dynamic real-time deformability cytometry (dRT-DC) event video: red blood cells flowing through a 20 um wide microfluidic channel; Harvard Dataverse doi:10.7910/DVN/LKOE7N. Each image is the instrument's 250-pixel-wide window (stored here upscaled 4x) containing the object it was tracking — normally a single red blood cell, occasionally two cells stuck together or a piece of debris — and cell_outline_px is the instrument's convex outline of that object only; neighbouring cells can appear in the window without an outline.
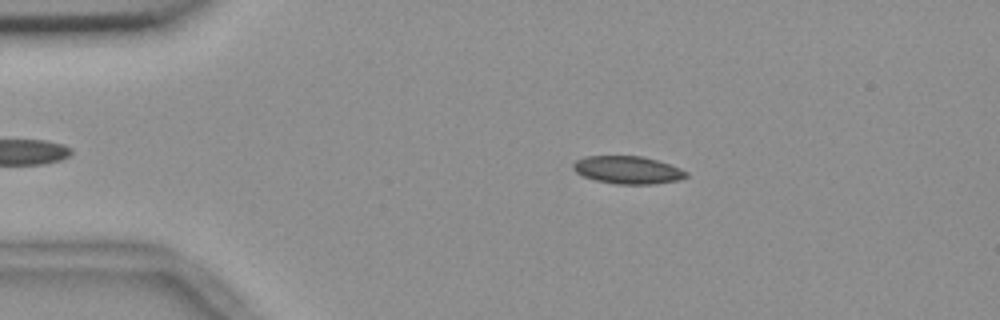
{"species": "common noctule bat (a hibernating species)", "species_latin": "Nyctalus noctula", "temperature_condition": "room temperature", "stored_images_in_passage": 46, "camera_frame_rate_fps": 3000, "um_per_image_px": 0.085, "animal": {"sex": "female", "body_mass_g": 18.4}, "frame": {"image": 1, "passage_image": 9, "time_ms": 2.667, "image_size_px": [1000, 320], "cell_outline_px": [[688, 176], [676, 180], [652, 184], [616, 184], [596, 180], [584, 176], [576, 172], [572, 168], [572, 164], [576, 160], [584, 156], [640, 156], [656, 160], [680, 168], [688, 172]], "centroid_in_image_um": [53.32, 14.44], "position_along_channel_um": 31.7, "area_um2": 18.09}}
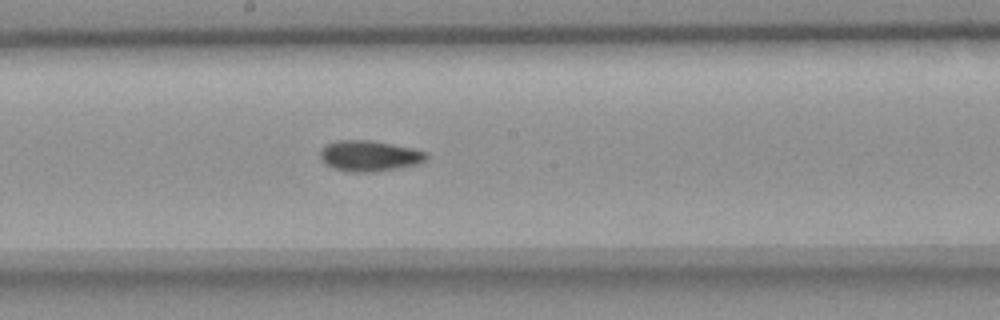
{"frame": {"image": 2, "passage_image": 28, "time_ms": 9.0, "image_size_px": [1000, 320], "cell_outline_px": [[428, 156], [420, 164], [372, 172], [352, 172], [336, 168], [324, 164], [320, 160], [320, 152], [324, 144], [336, 140], [372, 140], [412, 148], [428, 152]], "centroid_in_image_um": [31.38, 13.24], "position_along_channel_um": 216.8, "area_um2": 19.13}}
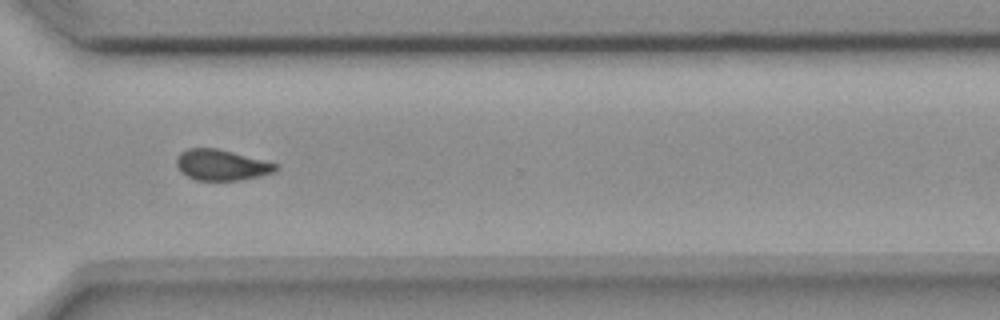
{"frame": {"image": 3, "passage_image": 39, "time_ms": 12.667, "image_size_px": [1000, 320], "cell_outline_px": [[276, 168], [272, 172], [260, 176], [240, 180], [196, 180], [180, 172], [176, 164], [176, 156], [180, 152], [188, 148], [216, 148], [232, 152], [276, 164]], "centroid_in_image_um": [18.74, 14.02], "position_along_channel_um": 351.9, "area_um2": 17.51}, "authors_computed_cell_mechanics": {"area_um2": 18.3515, "velocity_mm_per_s": 3.6741, "shape_relaxation_time_tau1_ms": null, "shape_relaxation_time_tau2_ms": 4.095, "deformation_change_tau1": null, "deformation_change_tau2": 0.0746}}